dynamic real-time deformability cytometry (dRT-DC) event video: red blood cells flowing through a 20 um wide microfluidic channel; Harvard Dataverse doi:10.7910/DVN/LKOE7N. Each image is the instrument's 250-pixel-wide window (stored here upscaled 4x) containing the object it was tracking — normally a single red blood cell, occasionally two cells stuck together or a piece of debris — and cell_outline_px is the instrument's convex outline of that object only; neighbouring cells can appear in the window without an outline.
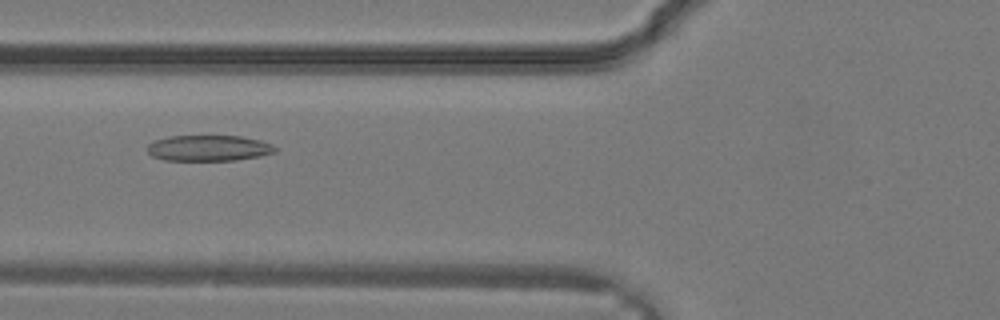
{"species": "common noctule bat (a hibernating species)", "species_latin": "Nyctalus noctula", "temperature_condition": "warm", "stored_images_in_passage": 28, "camera_frame_rate_fps": 3000, "um_per_image_px": 0.085, "animal": {"sex": "male", "body_mass_g": 19.2, "forearm_length_mm": 51.8}, "frame": {"image": 1, "passage_image": 8, "time_ms": 2.333, "image_size_px": [1000, 320], "cell_outline_px": [[276, 152], [260, 156], [236, 160], [164, 160], [152, 156], [148, 152], [148, 144], [156, 140], [168, 136], [240, 136], [260, 140], [272, 144], [276, 148]], "centroid_in_image_um": [17.75, 12.59], "position_along_channel_um": 108.1, "area_um2": 19.19}}
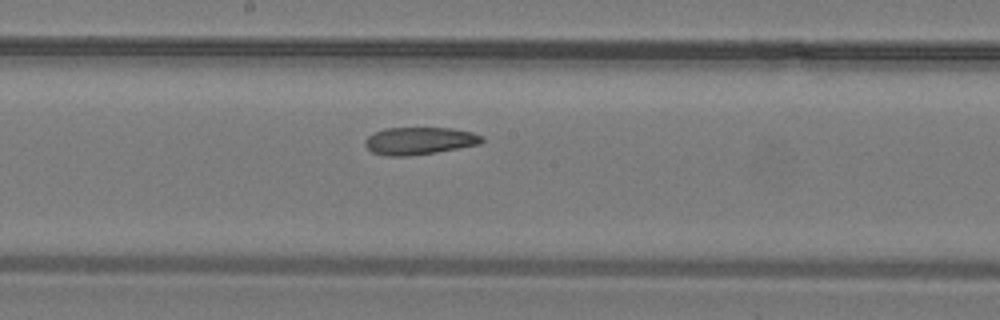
{"frame": {"image": 2, "passage_image": 13, "time_ms": 4.0, "image_size_px": [1000, 320], "cell_outline_px": [[484, 140], [480, 144], [436, 152], [408, 156], [384, 156], [372, 152], [364, 144], [364, 140], [372, 132], [384, 128], [452, 128], [472, 132], [484, 136]], "centroid_in_image_um": [35.63, 11.97], "position_along_channel_um": 212.6, "area_um2": 18.84}}
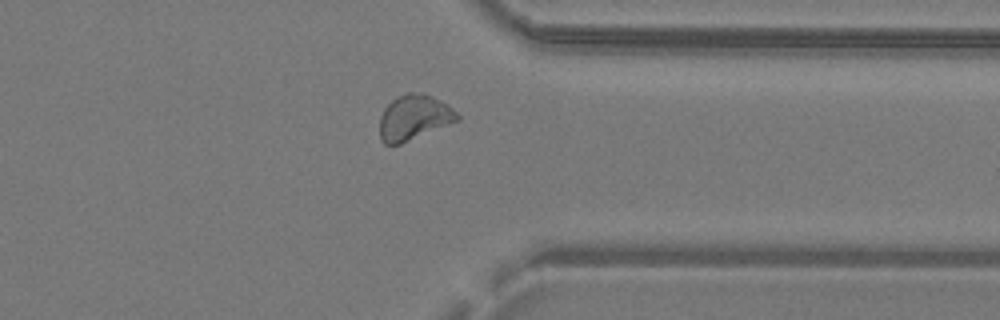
{"frame": {"image": 3, "passage_image": 21, "time_ms": 6.667, "image_size_px": [1000, 320], "cell_outline_px": [[460, 120], [400, 144], [384, 144], [380, 140], [380, 116], [384, 108], [392, 100], [408, 92], [424, 92], [440, 100], [452, 108], [460, 116]], "centroid_in_image_um": [35.19, 9.98], "position_along_channel_um": 376.2, "area_um2": 20.4}}